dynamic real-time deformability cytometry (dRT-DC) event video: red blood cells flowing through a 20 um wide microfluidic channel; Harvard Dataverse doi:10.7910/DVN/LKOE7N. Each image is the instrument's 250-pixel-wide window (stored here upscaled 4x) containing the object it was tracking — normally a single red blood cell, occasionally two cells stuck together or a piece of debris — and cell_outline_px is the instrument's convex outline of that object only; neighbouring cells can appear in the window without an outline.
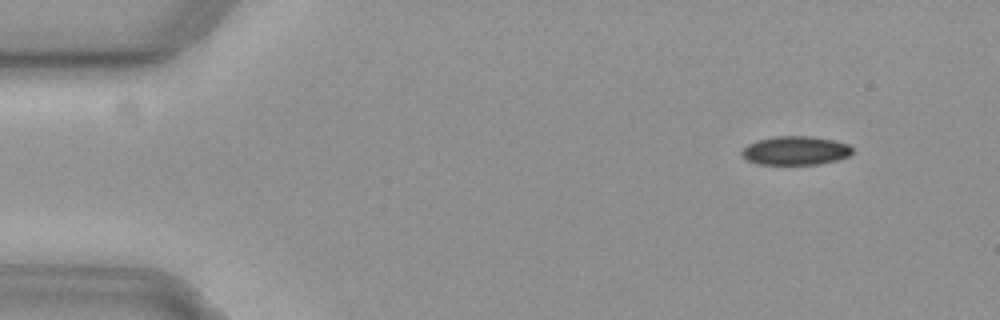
{"species": "common noctule bat (a hibernating species)", "species_latin": "Nyctalus noctula", "temperature_condition": "cold", "stored_images_in_passage": 52, "camera_frame_rate_fps": 3000, "um_per_image_px": 0.085, "animal": {"sex": "female", "body_mass_g": 19.3, "forearm_length_mm": 54.1}, "frame": {"image": 1, "passage_image": 1, "time_ms": 0.0, "image_size_px": [1000, 320], "cell_outline_px": [[852, 152], [848, 156], [836, 160], [820, 164], [756, 164], [744, 160], [740, 152], [748, 144], [760, 140], [776, 136], [808, 136], [832, 140], [848, 144], [852, 148]], "centroid_in_image_um": [67.58, 12.81], "position_along_channel_um": 17.4, "area_um2": 18.44}}
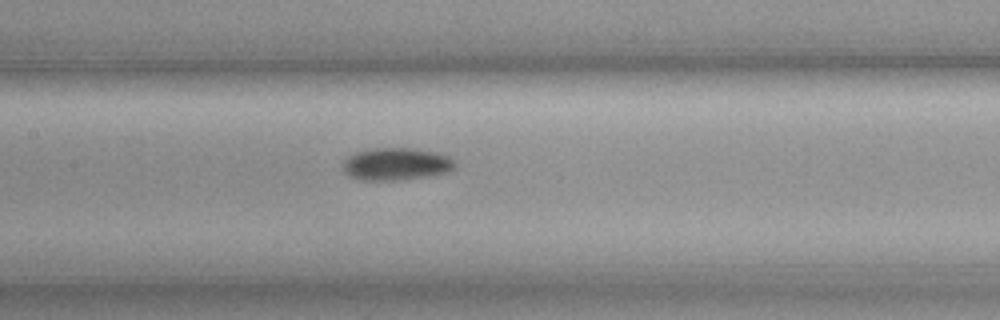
{"frame": {"image": 2, "passage_image": 22, "time_ms": 7.0, "image_size_px": [1000, 320], "cell_outline_px": [[456, 164], [448, 172], [428, 176], [396, 180], [356, 180], [344, 168], [344, 160], [348, 156], [356, 152], [372, 148], [412, 148], [436, 152], [448, 156]], "centroid_in_image_um": [33.68, 13.93], "position_along_channel_um": 173.7, "area_um2": 20.92}}
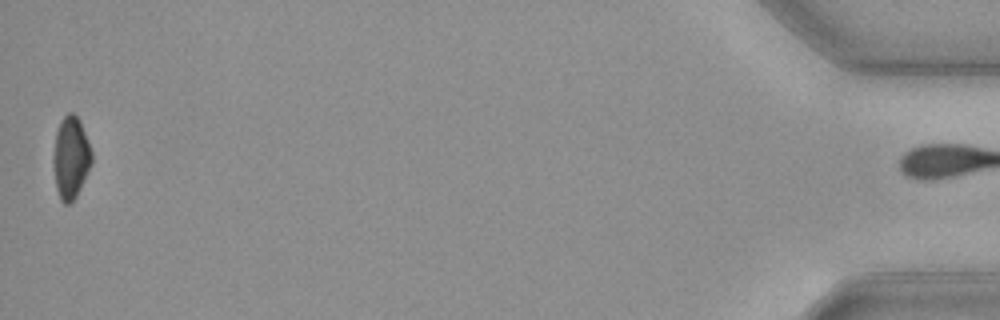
{"frame": {"image": 3, "passage_image": 51, "time_ms": 16.667, "image_size_px": [1000, 320], "cell_outline_px": [[92, 164], [76, 196], [68, 204], [64, 204], [60, 200], [56, 188], [52, 164], [52, 160], [56, 132], [64, 116], [68, 112], [72, 112], [80, 120], [88, 140], [92, 152]], "centroid_in_image_um": [6.01, 13.4], "position_along_channel_um": 429.2, "area_um2": 18.44}}